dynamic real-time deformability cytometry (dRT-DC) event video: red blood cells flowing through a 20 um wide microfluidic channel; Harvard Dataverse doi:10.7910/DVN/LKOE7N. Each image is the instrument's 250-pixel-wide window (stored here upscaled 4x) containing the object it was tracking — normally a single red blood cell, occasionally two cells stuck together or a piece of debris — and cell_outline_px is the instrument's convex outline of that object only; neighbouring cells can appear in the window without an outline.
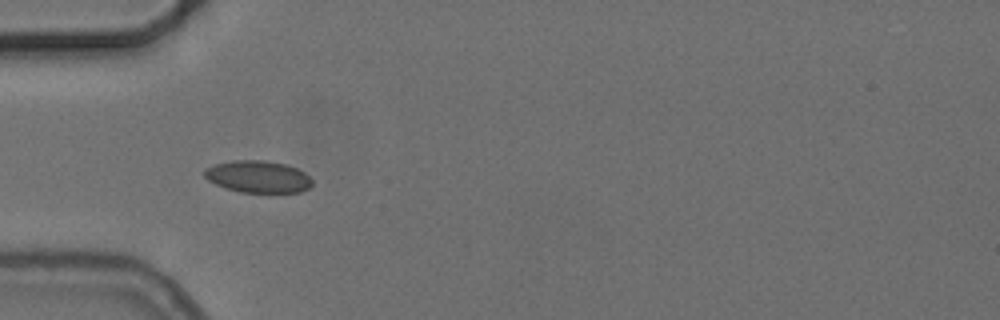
{"species": "common noctule bat (a hibernating species)", "species_latin": "Nyctalus noctula", "temperature_condition": "cold", "stored_images_in_passage": 23, "camera_frame_rate_fps": 3000, "um_per_image_px": 0.085, "animal": {"sex": "female", "body_mass_g": 24.6, "forearm_length_mm": 56.2}, "frame": {"image": 1, "passage_image": 1, "time_ms": 0.0, "image_size_px": [1000, 320], "cell_outline_px": [[312, 184], [308, 188], [300, 192], [240, 192], [216, 184], [208, 180], [204, 176], [204, 168], [212, 164], [232, 160], [264, 160], [284, 164], [296, 168], [304, 172], [312, 180]], "centroid_in_image_um": [21.9, 15.0], "position_along_channel_um": 63.1, "area_um2": 20.06}}
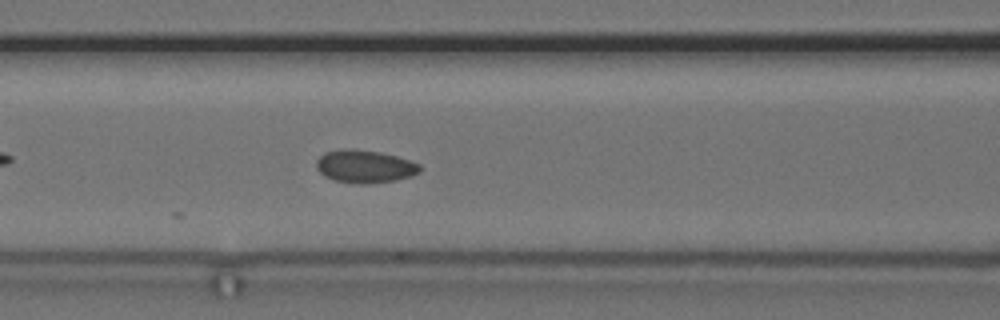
{"frame": {"image": 2, "passage_image": 7, "time_ms": 2.0, "image_size_px": [1000, 320], "cell_outline_px": [[420, 172], [412, 176], [396, 180], [368, 184], [360, 184], [336, 180], [324, 176], [316, 168], [316, 160], [324, 152], [344, 148], [352, 148], [380, 152], [396, 156], [420, 164]], "centroid_in_image_um": [30.99, 14.14], "position_along_channel_um": 135.6, "area_um2": 19.88}}
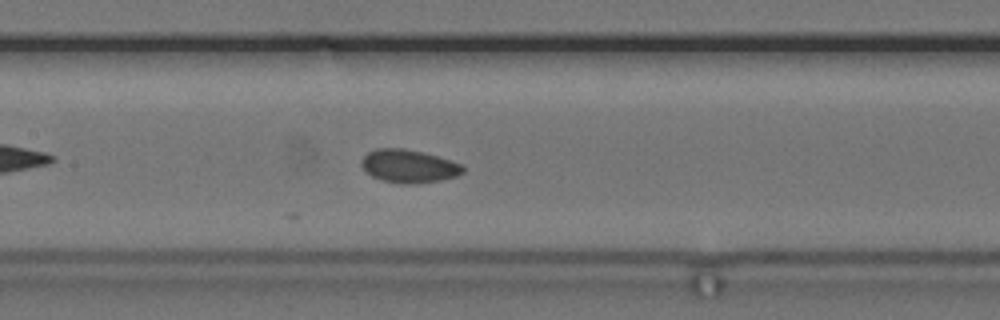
{"frame": {"image": 3, "passage_image": 10, "time_ms": 3.0, "image_size_px": [1000, 320], "cell_outline_px": [[464, 172], [456, 176], [440, 180], [408, 184], [404, 184], [380, 180], [372, 176], [360, 164], [360, 160], [368, 152], [376, 148], [404, 148], [436, 156], [464, 164]], "centroid_in_image_um": [34.74, 14.12], "position_along_channel_um": 172.7, "area_um2": 19.48}}